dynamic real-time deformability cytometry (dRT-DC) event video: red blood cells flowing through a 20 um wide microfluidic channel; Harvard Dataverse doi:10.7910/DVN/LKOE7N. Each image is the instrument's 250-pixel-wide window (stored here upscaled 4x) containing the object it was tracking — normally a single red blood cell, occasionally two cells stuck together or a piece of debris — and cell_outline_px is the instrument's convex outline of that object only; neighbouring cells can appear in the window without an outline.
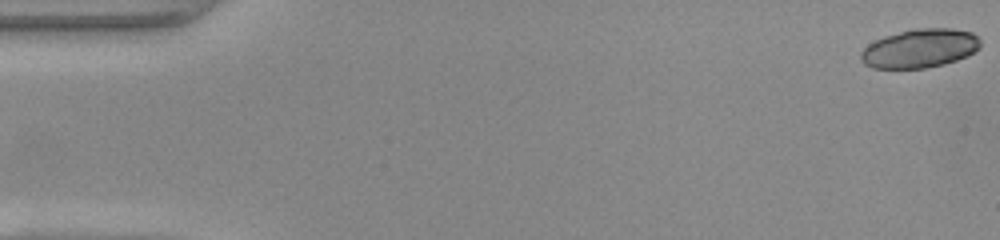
{"species": "common noctule bat (a hibernating species)", "species_latin": "Nyctalus noctula", "temperature_condition": "warm", "stored_images_in_passage": 8, "camera_frame_rate_fps": 3000, "um_per_image_px": 0.085, "animal": {"sex": "female", "body_mass_g": 22.0, "forearm_length_mm": 56.7}, "frame": {"image": 1, "passage_image": 1, "time_ms": 0.0, "image_size_px": [1000, 240], "cell_outline_px": [[980, 48], [968, 56], [944, 64], [924, 68], [872, 68], [864, 64], [860, 60], [860, 52], [868, 44], [884, 36], [916, 28], [952, 28], [972, 32], [980, 40]], "centroid_in_image_um": [78.18, 4.11], "position_along_channel_um": 6.8, "area_um2": 27.11}}